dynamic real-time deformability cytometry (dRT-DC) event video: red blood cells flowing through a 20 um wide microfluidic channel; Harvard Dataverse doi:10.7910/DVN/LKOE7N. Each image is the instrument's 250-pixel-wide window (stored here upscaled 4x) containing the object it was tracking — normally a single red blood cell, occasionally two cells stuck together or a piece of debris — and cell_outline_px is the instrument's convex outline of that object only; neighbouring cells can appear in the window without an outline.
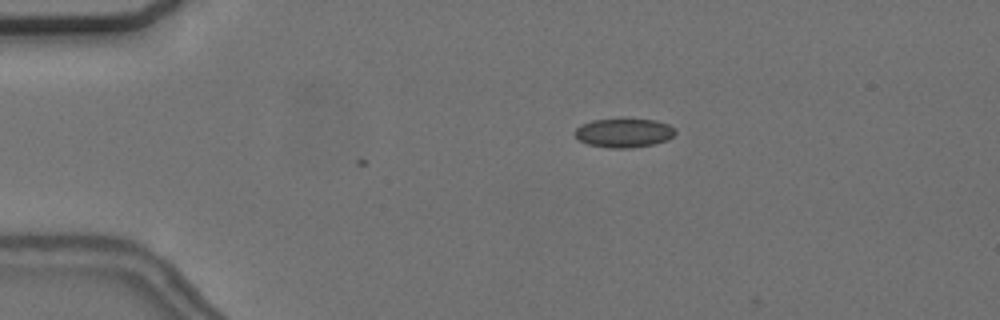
{"species": "common noctule bat (a hibernating species)", "species_latin": "Nyctalus noctula", "temperature_condition": "cold", "stored_images_in_passage": 2, "camera_frame_rate_fps": 3000, "um_per_image_px": 0.085, "animal": {"sex": "female", "body_mass_g": 24.6, "forearm_length_mm": 56.2}, "frame": {"image": 1, "passage_image": 1, "time_ms": 0.0, "image_size_px": [1000, 320], "cell_outline_px": [[676, 132], [668, 140], [652, 144], [632, 148], [608, 148], [588, 144], [580, 140], [576, 136], [576, 128], [580, 124], [592, 120], [656, 120], [668, 124], [676, 128]], "centroid_in_image_um": [53.05, 11.31], "position_along_channel_um": 31.9, "area_um2": 16.76}}